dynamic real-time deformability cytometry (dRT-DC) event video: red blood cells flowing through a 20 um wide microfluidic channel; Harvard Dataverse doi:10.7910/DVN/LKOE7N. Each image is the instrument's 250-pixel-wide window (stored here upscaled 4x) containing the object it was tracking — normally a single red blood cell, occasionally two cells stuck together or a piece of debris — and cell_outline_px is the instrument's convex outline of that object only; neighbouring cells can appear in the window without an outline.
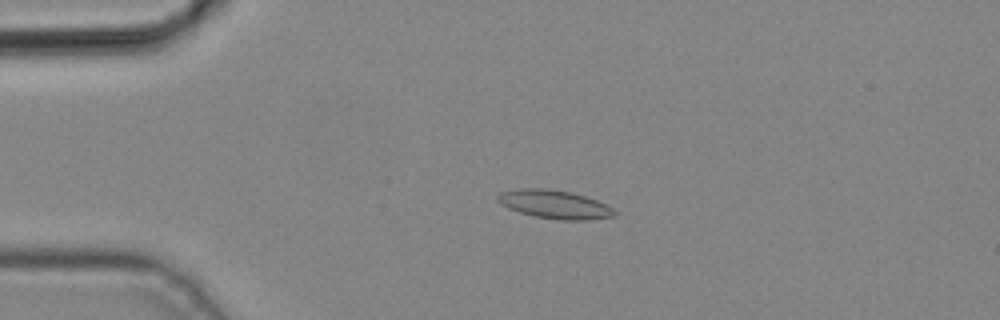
{"species": "common noctule bat (a hibernating species)", "species_latin": "Nyctalus noctula", "temperature_condition": "cold", "stored_images_in_passage": 2, "camera_frame_rate_fps": 3000, "um_per_image_px": 0.085, "animal": {"sex": "male", "body_mass_g": 19.2, "forearm_length_mm": 51.8}, "frame": {"image": 1, "passage_image": 1, "time_ms": 0.0, "image_size_px": [1000, 320], "cell_outline_px": [[616, 216], [588, 220], [560, 220], [536, 216], [520, 212], [508, 208], [500, 204], [496, 200], [496, 196], [500, 192], [516, 188], [544, 188], [568, 192], [584, 196], [596, 200], [612, 208], [616, 212]], "centroid_in_image_um": [47.09, 17.37], "position_along_channel_um": 37.9, "area_um2": 19.31}}